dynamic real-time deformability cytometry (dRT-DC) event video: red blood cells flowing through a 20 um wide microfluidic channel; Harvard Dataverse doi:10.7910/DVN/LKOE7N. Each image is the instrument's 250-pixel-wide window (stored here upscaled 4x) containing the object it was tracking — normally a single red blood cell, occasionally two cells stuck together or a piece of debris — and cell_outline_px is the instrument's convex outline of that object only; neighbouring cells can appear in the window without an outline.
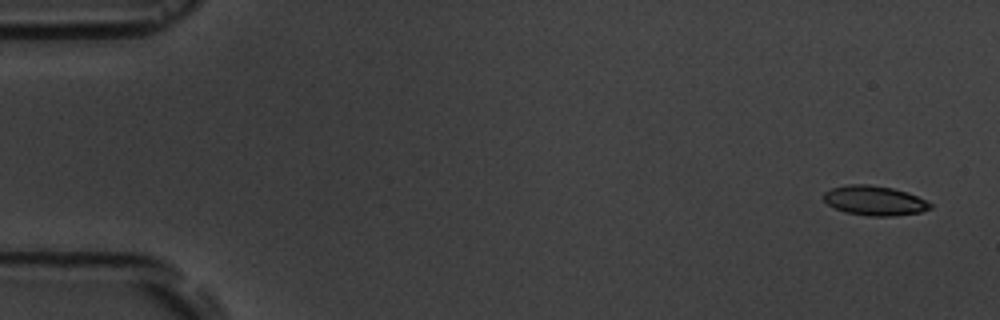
{"species": "common noctule bat (a hibernating species)", "species_latin": "Nyctalus noctula", "temperature_condition": "room temperature", "stored_images_in_passage": 4, "camera_frame_rate_fps": 3000, "um_per_image_px": 0.085, "animal": {"sex": "male", "body_mass_g": 19.5, "forearm_length_mm": 54.6}, "frame": {"image": 1, "passage_image": 1, "time_ms": 0.0, "image_size_px": [1000, 320], "cell_outline_px": [[932, 208], [920, 212], [892, 216], [868, 216], [844, 212], [828, 204], [824, 200], [824, 192], [832, 188], [848, 184], [868, 184], [892, 188], [916, 196], [932, 204]], "centroid_in_image_um": [74.31, 17.05], "position_along_channel_um": 10.7, "area_um2": 18.21}}
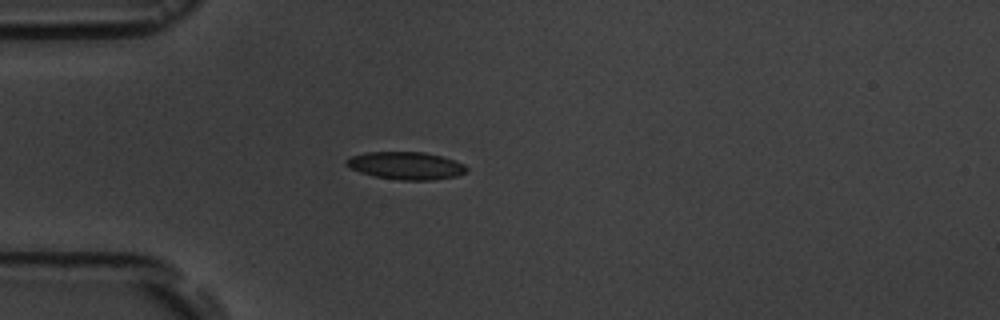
{"frame": {"image": 2, "passage_image": 4, "time_ms": 4.333, "image_size_px": [1000, 320], "cell_outline_px": [[468, 172], [456, 176], [432, 180], [400, 180], [376, 176], [360, 172], [348, 168], [344, 164], [344, 160], [352, 156], [364, 152], [424, 152], [440, 156], [464, 164], [468, 168]], "centroid_in_image_um": [34.47, 14.08], "position_along_channel_um": 50.5, "area_um2": 19.36}}